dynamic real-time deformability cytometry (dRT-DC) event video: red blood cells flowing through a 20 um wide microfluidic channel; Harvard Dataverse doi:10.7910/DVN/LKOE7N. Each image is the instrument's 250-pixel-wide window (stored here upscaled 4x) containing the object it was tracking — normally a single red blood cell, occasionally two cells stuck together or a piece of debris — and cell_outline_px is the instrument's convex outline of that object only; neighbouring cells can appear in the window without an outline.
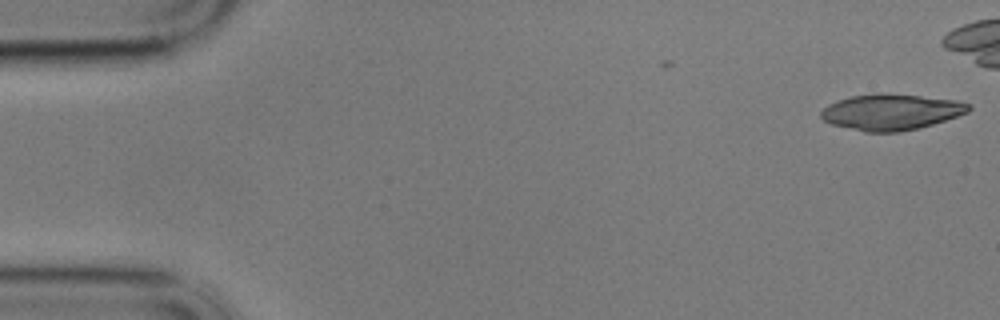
{"species": "common noctule bat (a hibernating species)", "species_latin": "Nyctalus noctula", "temperature_condition": "cold", "stored_images_in_passage": 10, "camera_frame_rate_fps": 3000, "um_per_image_px": 0.085, "animal": {"sex": "male", "body_mass_g": 17.9}, "frame": {"image": 1, "passage_image": 1, "time_ms": 0.0, "image_size_px": [1000, 320], "cell_outline_px": [[972, 108], [968, 112], [920, 128], [900, 132], [864, 132], [832, 124], [824, 120], [820, 116], [820, 112], [828, 104], [852, 96], [872, 92], [876, 92], [920, 96], [956, 100], [972, 104]], "centroid_in_image_um": [75.75, 9.51], "position_along_channel_um": 9.3, "area_um2": 30.98}}